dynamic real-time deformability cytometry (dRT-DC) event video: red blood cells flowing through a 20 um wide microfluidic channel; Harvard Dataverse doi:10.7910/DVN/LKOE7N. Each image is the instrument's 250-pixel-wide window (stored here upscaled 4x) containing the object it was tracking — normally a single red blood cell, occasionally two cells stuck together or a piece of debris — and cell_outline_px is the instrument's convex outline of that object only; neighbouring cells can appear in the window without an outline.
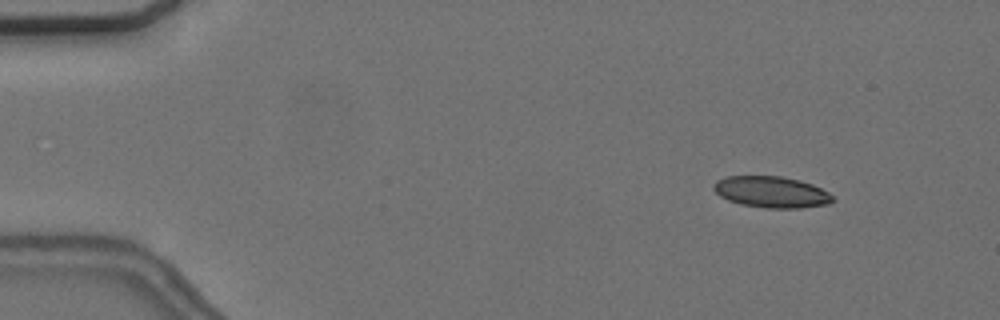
{"species": "common noctule bat (a hibernating species)", "species_latin": "Nyctalus noctula", "temperature_condition": "cold", "stored_images_in_passage": 5, "camera_frame_rate_fps": 3000, "um_per_image_px": 0.085, "animal": {"sex": "female", "body_mass_g": 24.6, "forearm_length_mm": 56.2}, "frame": {"image": 1, "passage_image": 2, "time_ms": 1.0, "image_size_px": [1000, 320], "cell_outline_px": [[836, 200], [828, 204], [800, 208], [764, 208], [740, 204], [728, 200], [720, 196], [712, 188], [712, 184], [716, 180], [728, 176], [780, 176], [800, 180], [812, 184], [828, 192]], "centroid_in_image_um": [65.56, 16.32], "position_along_channel_um": 19.4, "area_um2": 21.85}}